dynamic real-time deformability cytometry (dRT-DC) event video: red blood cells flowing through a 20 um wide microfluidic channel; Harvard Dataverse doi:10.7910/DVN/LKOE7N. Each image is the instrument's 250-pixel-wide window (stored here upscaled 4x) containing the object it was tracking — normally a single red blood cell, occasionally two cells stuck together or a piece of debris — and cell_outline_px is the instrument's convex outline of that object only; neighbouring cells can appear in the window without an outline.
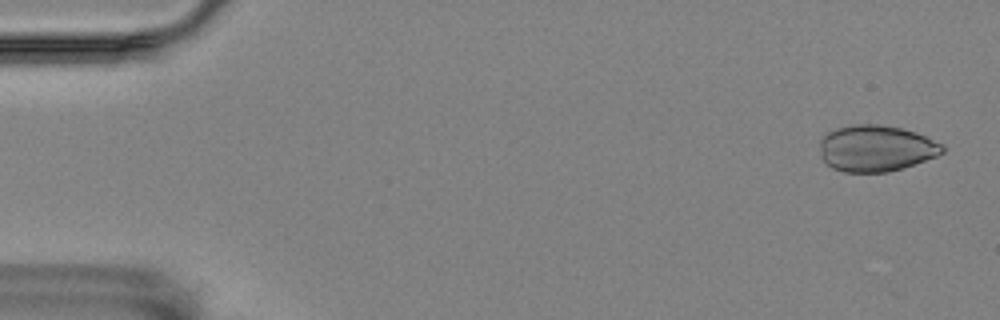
{"species": "Egyptian fruit bat (a non-hibernating species)", "species_latin": "Rousettus aegyptiacus", "temperature_condition": "room temperature", "stored_images_in_passage": 5, "camera_frame_rate_fps": 3000, "um_per_image_px": 0.085, "animal": {"sex": "female"}, "frame": {"image": 1, "passage_image": 5, "time_ms": 1.333, "image_size_px": [1000, 320], "cell_outline_px": [[944, 152], [936, 156], [904, 168], [888, 172], [844, 172], [832, 168], [820, 156], [820, 140], [828, 132], [836, 128], [852, 124], [880, 124], [900, 128], [916, 132], [944, 144]], "centroid_in_image_um": [74.46, 12.6], "position_along_channel_um": 10.5, "area_um2": 33.29}}